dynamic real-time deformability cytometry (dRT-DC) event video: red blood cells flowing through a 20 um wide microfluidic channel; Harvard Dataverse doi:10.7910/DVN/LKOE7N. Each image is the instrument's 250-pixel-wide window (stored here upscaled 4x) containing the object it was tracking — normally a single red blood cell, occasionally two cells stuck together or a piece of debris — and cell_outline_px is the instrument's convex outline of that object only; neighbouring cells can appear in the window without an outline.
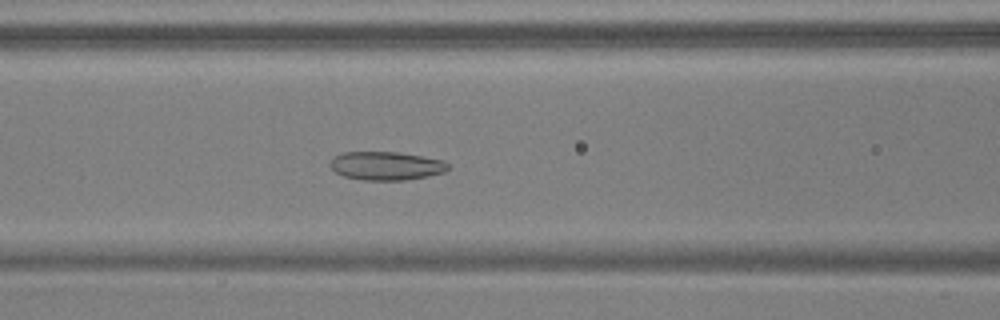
{"species": "common noctule bat (a hibernating species)", "species_latin": "Nyctalus noctula", "temperature_condition": "warm", "stored_images_in_passage": 54, "camera_frame_rate_fps": 3000, "um_per_image_px": 0.085, "animal": {"sex": "male", "body_mass_g": 17.9, "forearm_length_mm": 54.2}, "frame": {"image": 1, "passage_image": 23, "time_ms": 7.333, "image_size_px": [1000, 320], "cell_outline_px": [[448, 168], [444, 172], [428, 176], [404, 180], [360, 180], [344, 176], [336, 172], [328, 164], [336, 156], [344, 152], [400, 152], [444, 160], [448, 164]], "centroid_in_image_um": [32.83, 14.09], "position_along_channel_um": 133.8, "area_um2": 19.54}}
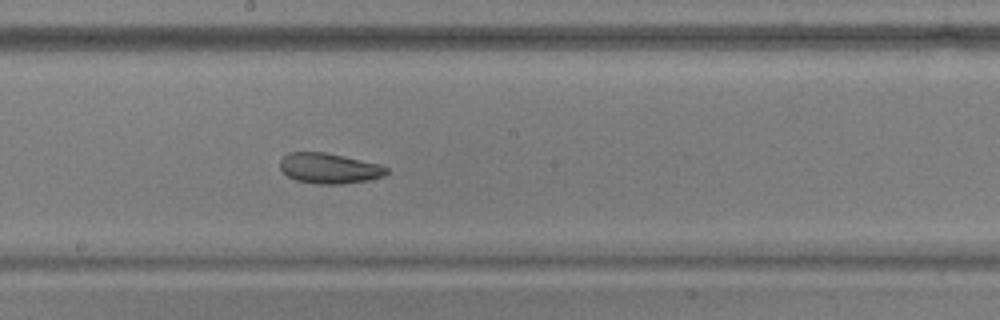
{"frame": {"image": 2, "passage_image": 30, "time_ms": 9.667, "image_size_px": [1000, 320], "cell_outline_px": [[388, 172], [384, 176], [368, 180], [344, 184], [316, 184], [296, 180], [288, 176], [280, 168], [280, 160], [288, 152], [324, 152], [380, 164], [388, 168]], "centroid_in_image_um": [27.98, 14.31], "position_along_channel_um": 220.2, "area_um2": 18.84}}
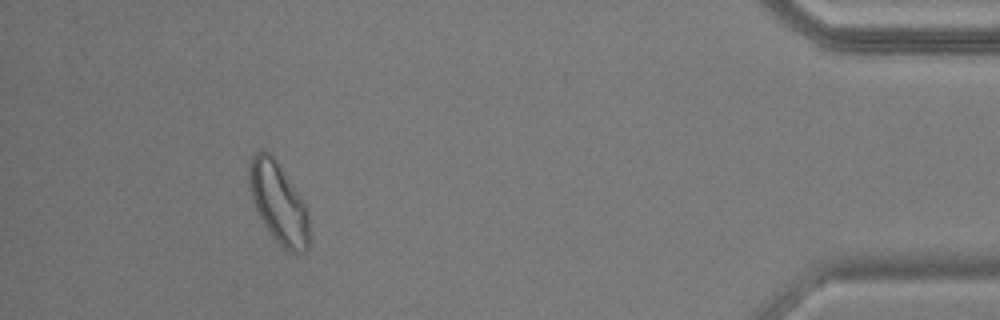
{"frame": {"image": 3, "passage_image": 50, "time_ms": 16.333, "image_size_px": [1000, 320], "cell_outline_px": [[308, 248], [304, 252], [296, 256], [288, 252], [268, 232], [252, 200], [248, 180], [248, 168], [252, 156], [260, 148], [268, 152], [276, 160], [304, 204], [308, 212]], "centroid_in_image_um": [23.65, 17.27], "position_along_channel_um": 411.6, "area_um2": 28.03}, "authors_computed_cell_mechanics": {"area_um2": 23.5535, "velocity_mm_per_s": 3.7065, "shape_relaxation_time_tau1_ms": 7.2996, "shape_relaxation_time_tau2_ms": 2.226, "deformation_change_tau1": 0.1309, "deformation_change_tau2": 0.0597}}